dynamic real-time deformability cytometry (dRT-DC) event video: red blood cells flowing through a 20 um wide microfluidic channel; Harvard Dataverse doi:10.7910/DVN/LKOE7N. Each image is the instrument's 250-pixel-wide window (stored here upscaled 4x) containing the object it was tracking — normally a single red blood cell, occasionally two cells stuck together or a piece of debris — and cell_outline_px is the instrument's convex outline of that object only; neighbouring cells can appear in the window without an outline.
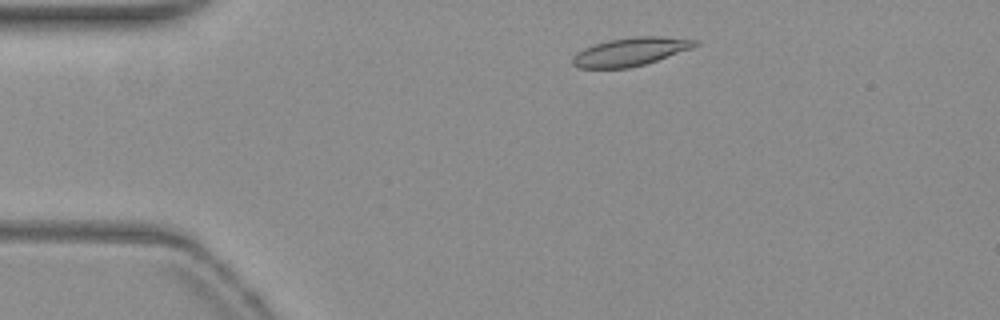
{"species": "common noctule bat (a hibernating species)", "species_latin": "Nyctalus noctula", "temperature_condition": "warm", "stored_images_in_passage": 49, "camera_frame_rate_fps": 3000, "um_per_image_px": 0.085, "animal": {"sex": "female", "body_mass_g": 19.3, "forearm_length_mm": 54.1}, "frame": {"image": 1, "passage_image": 5, "time_ms": 1.333, "image_size_px": [1000, 320], "cell_outline_px": [[700, 44], [692, 48], [644, 64], [628, 68], [576, 68], [572, 64], [572, 56], [576, 52], [592, 44], [608, 40], [632, 36], [660, 36], [700, 40]], "centroid_in_image_um": [53.56, 4.38], "position_along_channel_um": 31.4, "area_um2": 20.35}}
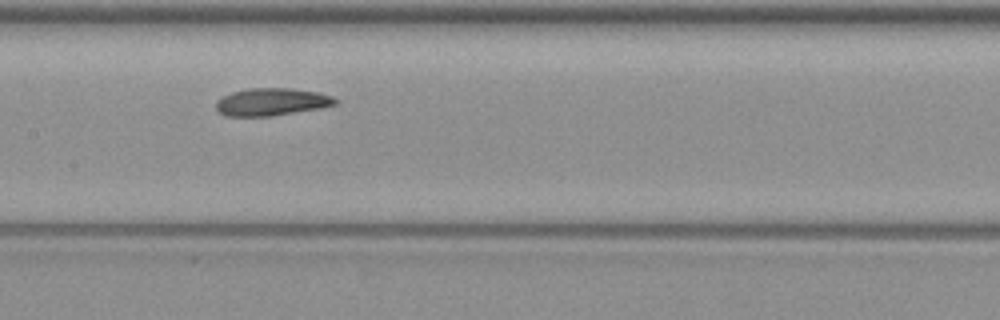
{"frame": {"image": 2, "passage_image": 21, "time_ms": 6.667, "image_size_px": [1000, 320], "cell_outline_px": [[336, 104], [320, 108], [272, 116], [224, 116], [216, 108], [216, 100], [232, 92], [248, 88], [292, 88], [316, 92], [332, 96], [336, 100]], "centroid_in_image_um": [23.06, 8.66], "position_along_channel_um": 184.3, "area_um2": 19.02}}
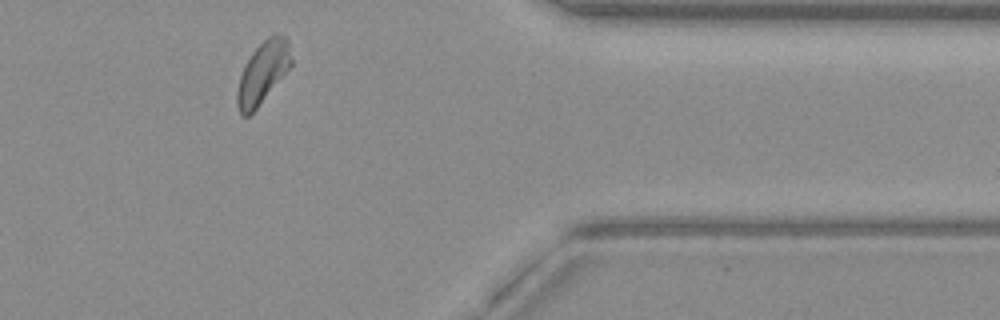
{"frame": {"image": 3, "passage_image": 39, "time_ms": 12.667, "image_size_px": [1000, 320], "cell_outline_px": [[292, 64], [256, 108], [248, 116], [240, 116], [236, 104], [236, 92], [240, 76], [252, 52], [272, 32], [276, 32], [284, 36], [288, 40], [292, 60]], "centroid_in_image_um": [22.33, 6.15], "position_along_channel_um": 389.1, "area_um2": 19.25}, "authors_computed_cell_mechanics": {"area_um2": 19.652, "velocity_mm_per_s": 3.7878, "shape_relaxation_time_tau1_ms": 7.2638, "shape_relaxation_time_tau2_ms": 5.0306, "deformation_change_tau1": 0.1774, "deformation_change_tau2": 0.1252}}